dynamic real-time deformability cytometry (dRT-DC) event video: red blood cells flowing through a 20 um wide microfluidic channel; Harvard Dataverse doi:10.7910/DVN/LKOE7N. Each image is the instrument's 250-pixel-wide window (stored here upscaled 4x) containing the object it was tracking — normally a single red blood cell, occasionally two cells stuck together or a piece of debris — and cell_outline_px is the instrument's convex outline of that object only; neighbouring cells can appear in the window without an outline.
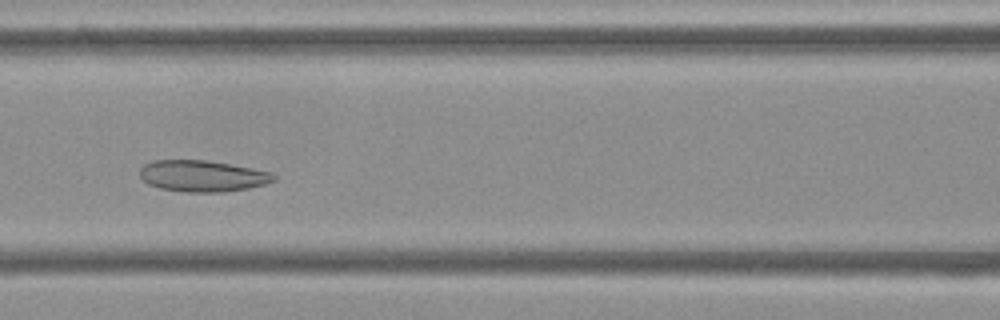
{"species": "Egyptian fruit bat (a non-hibernating species)", "species_latin": "Rousettus aegyptiacus", "temperature_condition": "cold", "stored_images_in_passage": 47, "camera_frame_rate_fps": 3000, "um_per_image_px": 0.085, "frame": {"image": 1, "passage_image": 16, "time_ms": 5.0, "image_size_px": [1000, 320], "cell_outline_px": [[276, 180], [264, 184], [248, 188], [224, 192], [184, 192], [160, 188], [148, 184], [140, 176], [140, 168], [144, 164], [152, 160], [204, 160], [252, 168], [272, 172], [276, 176]], "centroid_in_image_um": [17.2, 14.96], "position_along_channel_um": 149.4, "area_um2": 24.45}}
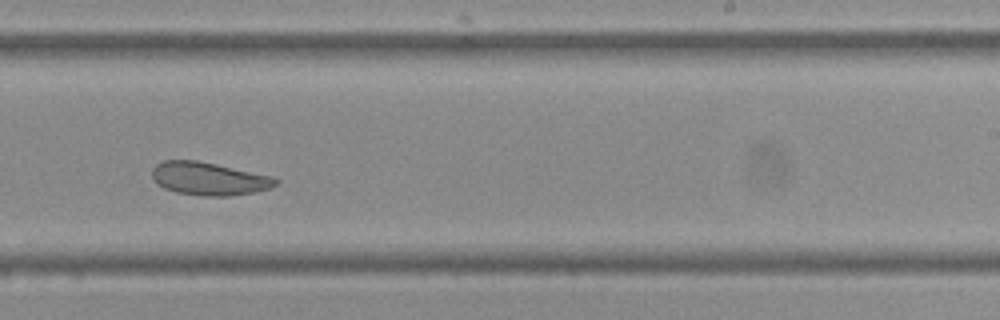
{"frame": {"image": 2, "passage_image": 26, "time_ms": 8.333, "image_size_px": [1000, 320], "cell_outline_px": [[280, 180], [276, 184], [268, 188], [252, 192], [228, 196], [204, 196], [176, 192], [164, 188], [156, 184], [152, 180], [152, 168], [156, 164], [164, 160], [196, 160], [216, 164], [272, 176]], "centroid_in_image_um": [17.7, 15.18], "position_along_channel_um": 271.3, "area_um2": 23.7}}
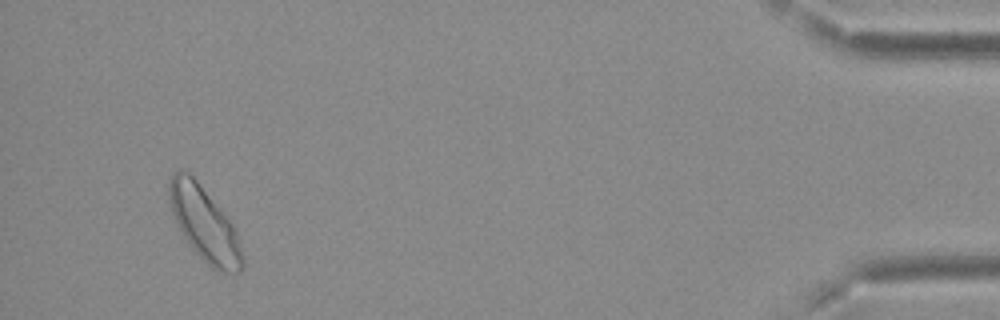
{"frame": {"image": 3, "passage_image": 44, "time_ms": 14.333, "image_size_px": [1000, 320], "cell_outline_px": [[244, 268], [240, 272], [220, 272], [212, 268], [192, 248], [180, 228], [172, 212], [168, 200], [168, 184], [172, 172], [188, 172], [196, 180], [228, 220], [236, 232], [240, 244], [244, 260]], "centroid_in_image_um": [17.37, 19.07], "position_along_channel_um": 417.8, "area_um2": 30.63}, "authors_computed_cell_mechanics": {"area_um2": 25.8944, "velocity_mm_per_s": 3.6643, "shape_relaxation_time_tau1_ms": null, "shape_relaxation_time_tau2_ms": 5.736, "deformation_change_tau1": null, "deformation_change_tau2": 0.104}}